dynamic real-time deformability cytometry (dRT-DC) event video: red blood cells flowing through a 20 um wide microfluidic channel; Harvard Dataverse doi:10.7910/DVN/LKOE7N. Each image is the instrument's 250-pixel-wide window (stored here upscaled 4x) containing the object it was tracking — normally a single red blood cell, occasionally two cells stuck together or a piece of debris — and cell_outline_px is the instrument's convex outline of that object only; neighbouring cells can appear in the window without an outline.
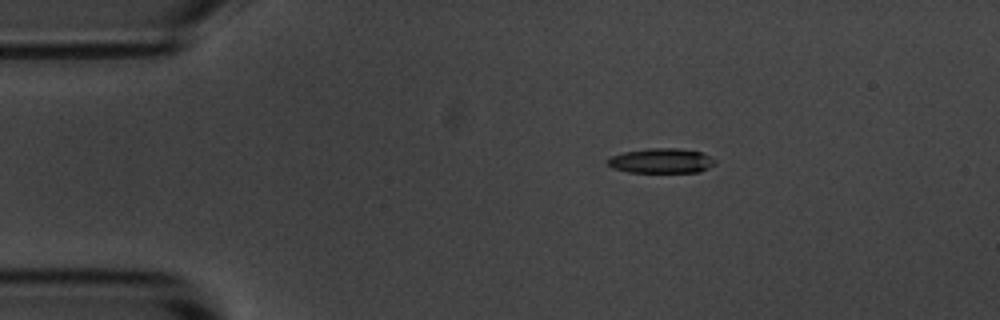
{"species": "common noctule bat (a hibernating species)", "species_latin": "Nyctalus noctula", "temperature_condition": "room temperature", "stored_images_in_passage": 9, "camera_frame_rate_fps": 3000, "um_per_image_px": 0.085, "animal": {"sex": "male", "body_mass_g": 20.1, "forearm_length_mm": 53.5}, "frame": {"image": 1, "passage_image": 1, "time_ms": 0.0, "image_size_px": [1000, 320], "cell_outline_px": [[716, 164], [700, 172], [628, 172], [612, 168], [604, 160], [612, 156], [624, 152], [648, 148], [676, 148], [700, 152], [716, 160]], "centroid_in_image_um": [56.19, 13.67], "position_along_channel_um": 28.8, "area_um2": 15.55}}
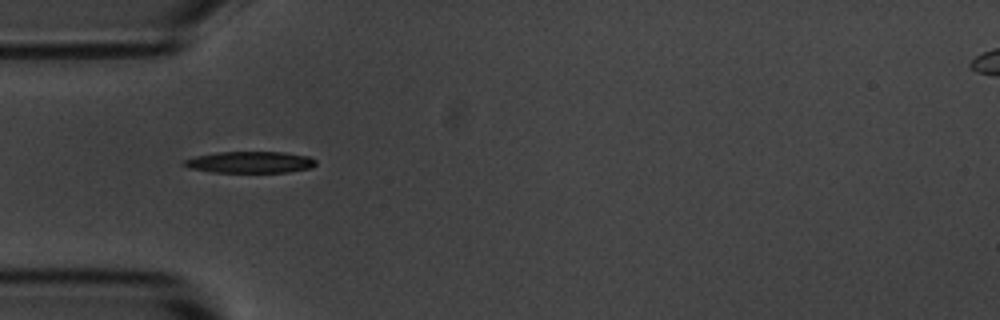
{"frame": {"image": 2, "passage_image": 3, "time_ms": 2.333, "image_size_px": [1000, 320], "cell_outline_px": [[316, 164], [312, 168], [288, 172], [212, 172], [188, 168], [180, 164], [184, 160], [196, 156], [216, 152], [284, 152], [308, 156], [316, 160]], "centroid_in_image_um": [21.24, 13.79], "position_along_channel_um": 63.8, "area_um2": 16.65}}
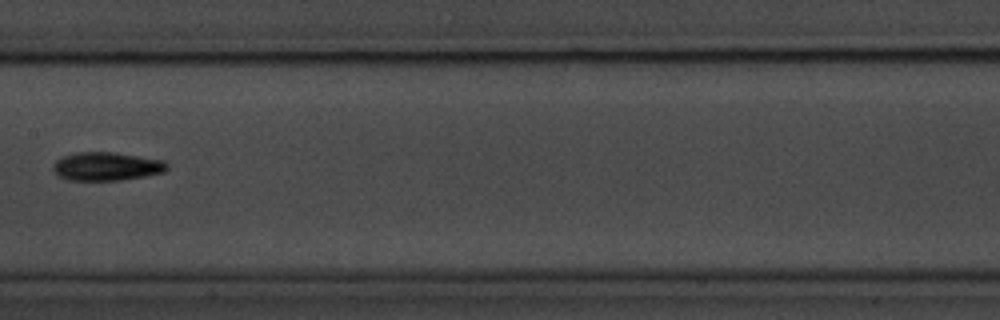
{"frame": {"image": 3, "passage_image": 6, "time_ms": 6.0, "image_size_px": [1000, 320], "cell_outline_px": [[168, 168], [164, 172], [144, 176], [120, 180], [68, 180], [60, 176], [52, 168], [52, 164], [60, 156], [72, 152], [116, 152], [164, 160], [168, 164]], "centroid_in_image_um": [9.04, 14.12], "position_along_channel_um": 198.4, "area_um2": 19.07}}